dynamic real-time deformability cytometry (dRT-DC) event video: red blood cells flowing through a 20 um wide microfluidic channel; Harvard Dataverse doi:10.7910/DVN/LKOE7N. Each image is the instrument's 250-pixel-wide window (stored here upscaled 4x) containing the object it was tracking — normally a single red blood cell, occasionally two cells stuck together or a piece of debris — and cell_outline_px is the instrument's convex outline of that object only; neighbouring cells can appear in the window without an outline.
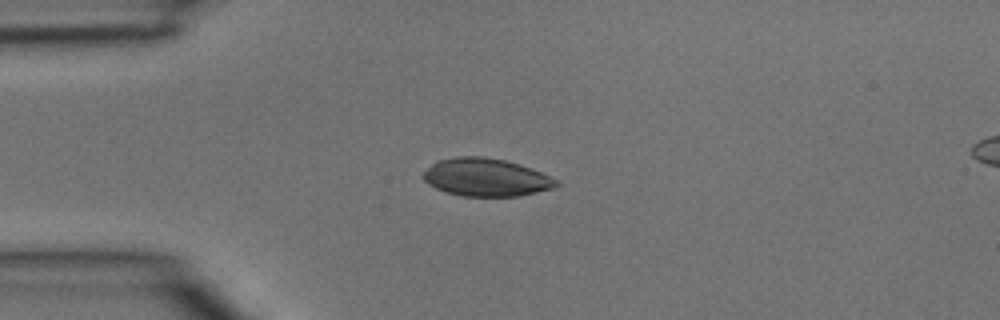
{"species": "common noctule bat (a hibernating species)", "species_latin": "Nyctalus noctula", "temperature_condition": "room temperature", "stored_images_in_passage": 5, "camera_frame_rate_fps": 3000, "um_per_image_px": 0.085, "animal": {"sex": "male", "body_mass_g": 15.6}, "frame": {"image": 1, "passage_image": 4, "time_ms": 1.0, "image_size_px": [1000, 320], "cell_outline_px": [[560, 184], [552, 188], [520, 196], [464, 196], [444, 192], [428, 184], [420, 176], [432, 164], [440, 160], [456, 156], [480, 156], [504, 160], [520, 164], [540, 172], [556, 180]], "centroid_in_image_um": [41.27, 15.08], "position_along_channel_um": 43.7, "area_um2": 29.19}}